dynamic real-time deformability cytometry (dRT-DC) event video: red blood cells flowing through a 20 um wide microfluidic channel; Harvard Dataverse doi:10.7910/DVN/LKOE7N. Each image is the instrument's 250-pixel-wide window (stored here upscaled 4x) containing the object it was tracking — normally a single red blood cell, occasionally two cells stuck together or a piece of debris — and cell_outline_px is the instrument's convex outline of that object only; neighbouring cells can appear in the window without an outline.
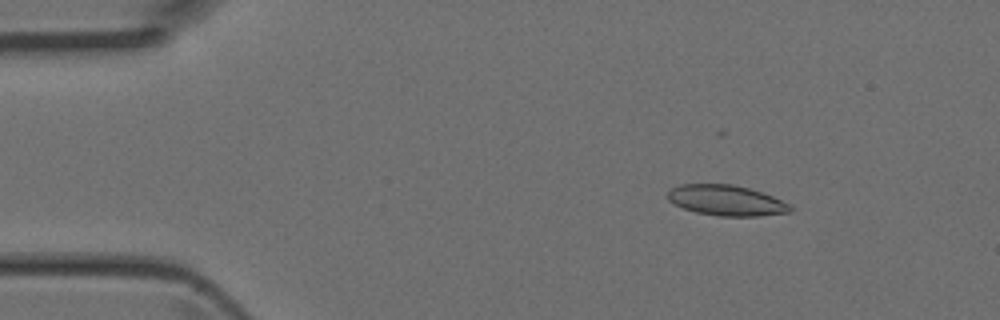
{"species": "Egyptian fruit bat (a non-hibernating species)", "species_latin": "Rousettus aegyptiacus", "temperature_condition": "room temperature", "stored_images_in_passage": 43, "camera_frame_rate_fps": 3000, "um_per_image_px": 0.085, "animal": {"sex": "female"}, "frame": {"image": 1, "passage_image": 5, "time_ms": 1.333, "image_size_px": [1000, 320], "cell_outline_px": [[792, 212], [760, 216], [720, 216], [696, 212], [684, 208], [668, 200], [668, 192], [672, 188], [680, 184], [732, 184], [748, 188], [772, 196], [792, 204]], "centroid_in_image_um": [61.78, 17.04], "position_along_channel_um": 23.2, "area_um2": 21.73}}
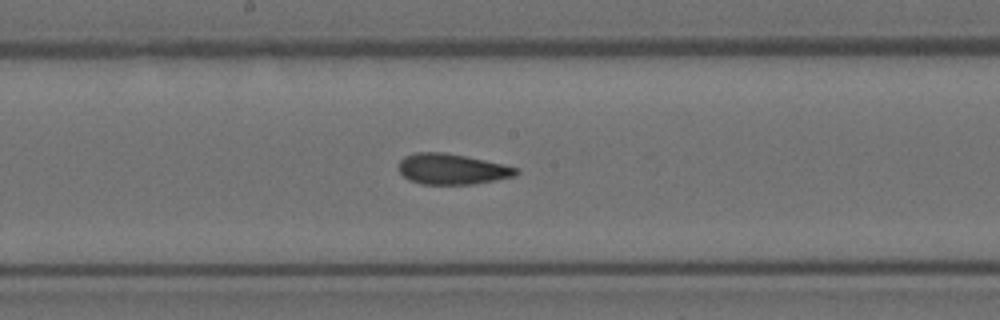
{"frame": {"image": 2, "passage_image": 22, "time_ms": 7.0, "image_size_px": [1000, 320], "cell_outline_px": [[520, 172], [516, 176], [472, 184], [420, 184], [404, 176], [400, 172], [400, 160], [404, 156], [416, 152], [444, 152], [504, 164], [520, 168]], "centroid_in_image_um": [38.46, 14.37], "position_along_channel_um": 209.7, "area_um2": 20.87}}
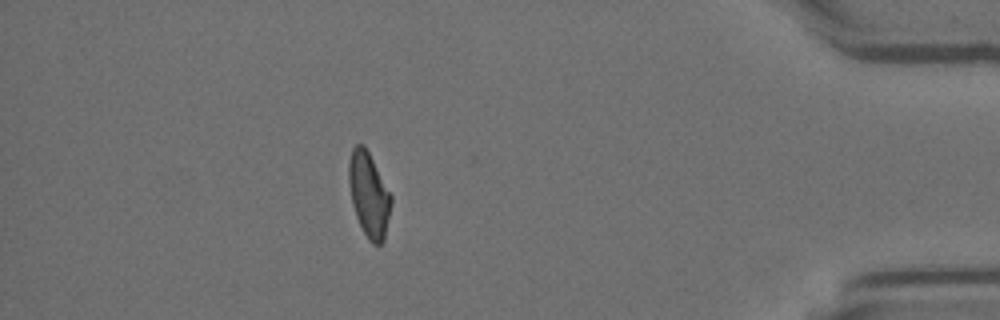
{"frame": {"image": 3, "passage_image": 38, "time_ms": 12.333, "image_size_px": [1000, 320], "cell_outline_px": [[392, 204], [384, 240], [380, 244], [372, 244], [368, 240], [356, 216], [352, 204], [348, 180], [348, 164], [352, 148], [356, 144], [364, 144], [392, 196]], "centroid_in_image_um": [31.35, 16.55], "position_along_channel_um": 403.8, "area_um2": 20.87}}